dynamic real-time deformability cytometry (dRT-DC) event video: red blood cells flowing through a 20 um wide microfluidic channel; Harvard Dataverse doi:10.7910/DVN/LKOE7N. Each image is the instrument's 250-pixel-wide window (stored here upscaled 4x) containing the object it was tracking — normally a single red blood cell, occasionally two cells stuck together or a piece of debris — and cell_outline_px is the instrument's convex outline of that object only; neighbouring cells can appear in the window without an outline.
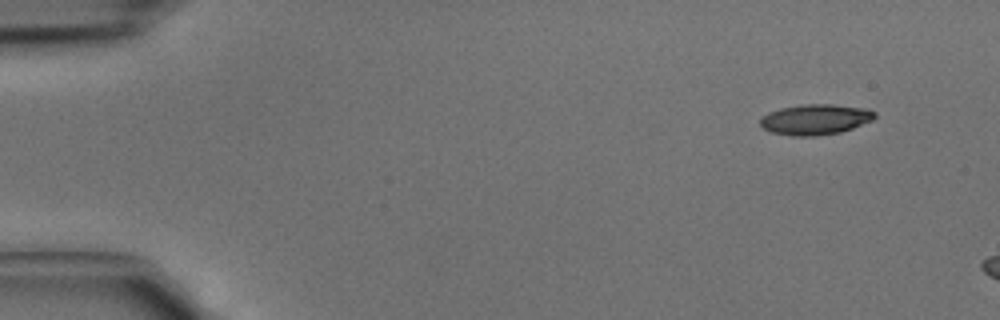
{"species": "common noctule bat (a hibernating species)", "species_latin": "Nyctalus noctula", "temperature_condition": "cold", "stored_images_in_passage": 3, "camera_frame_rate_fps": 3000, "um_per_image_px": 0.085, "animal": {"sex": "male", "body_mass_g": 15.6}, "frame": {"image": 1, "passage_image": 1, "time_ms": 0.0, "image_size_px": [1000, 320], "cell_outline_px": [[876, 116], [872, 120], [852, 128], [840, 132], [816, 136], [792, 136], [772, 132], [764, 128], [760, 124], [760, 116], [768, 112], [780, 108], [804, 104], [832, 104], [868, 108], [876, 112]], "centroid_in_image_um": [69.3, 10.14], "position_along_channel_um": 15.7, "area_um2": 20.46}}